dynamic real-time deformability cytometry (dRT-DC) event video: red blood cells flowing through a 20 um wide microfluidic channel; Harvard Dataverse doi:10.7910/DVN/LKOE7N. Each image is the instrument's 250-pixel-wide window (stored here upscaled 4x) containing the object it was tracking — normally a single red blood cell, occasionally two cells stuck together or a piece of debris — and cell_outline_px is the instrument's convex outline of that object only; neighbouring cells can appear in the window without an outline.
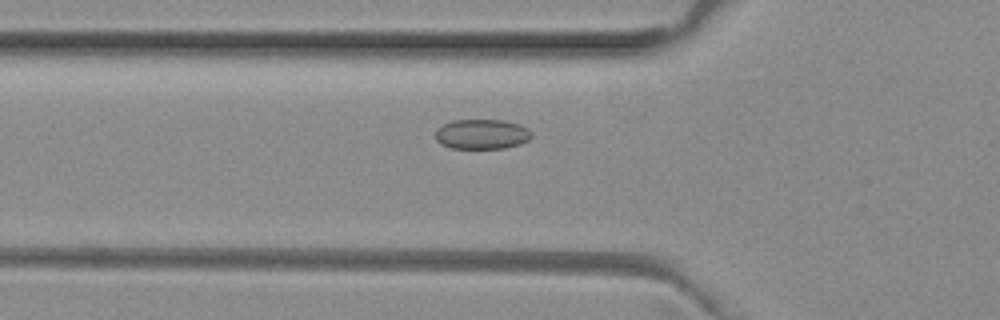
{"species": "common noctule bat (a hibernating species)", "species_latin": "Nyctalus noctula", "temperature_condition": "room temperature", "stored_images_in_passage": 52, "camera_frame_rate_fps": 3000, "um_per_image_px": 0.085, "animal": {"sex": "female", "body_mass_g": 29.2, "forearm_length_mm": 56.3}, "frame": {"image": 1, "passage_image": 18, "time_ms": 5.667, "image_size_px": [1000, 320], "cell_outline_px": [[532, 136], [528, 140], [520, 144], [504, 148], [452, 148], [440, 144], [436, 140], [436, 128], [452, 120], [504, 120], [520, 124], [528, 128], [532, 132]], "centroid_in_image_um": [40.97, 11.4], "position_along_channel_um": 84.8, "area_um2": 16.88}}
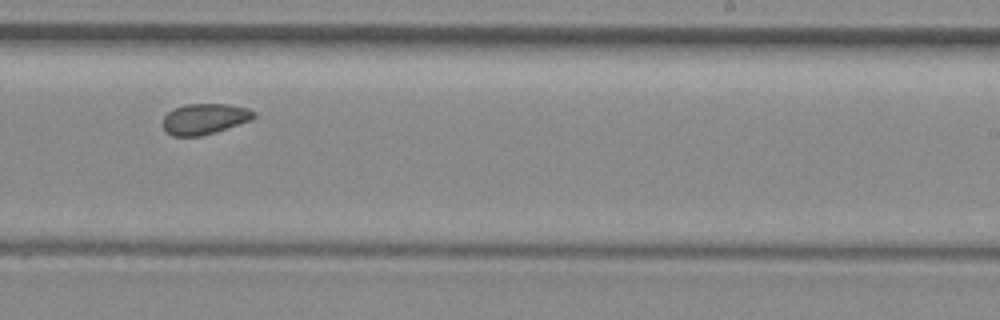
{"frame": {"image": 2, "passage_image": 32, "time_ms": 10.333, "image_size_px": [1000, 320], "cell_outline_px": [[256, 116], [252, 120], [200, 136], [172, 136], [164, 132], [160, 124], [164, 116], [168, 112], [184, 104], [228, 104], [248, 108], [256, 112]], "centroid_in_image_um": [17.35, 10.1], "position_along_channel_um": 271.7, "area_um2": 16.47}}
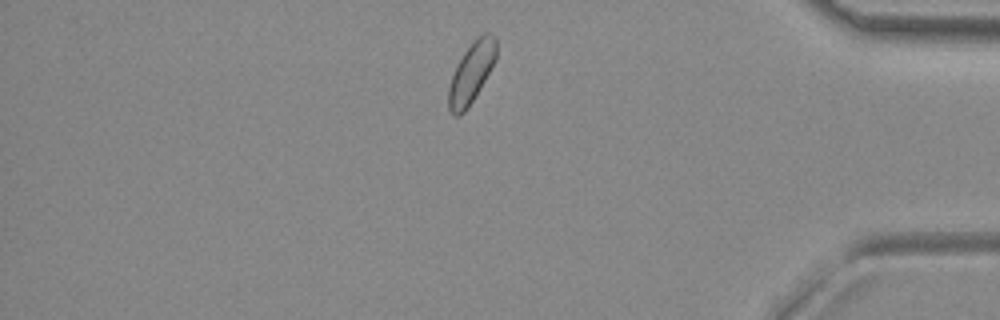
{"frame": {"image": 3, "passage_image": 44, "time_ms": 14.333, "image_size_px": [1000, 320], "cell_outline_px": [[496, 60], [480, 88], [468, 108], [460, 116], [452, 116], [448, 108], [448, 88], [452, 76], [464, 52], [476, 36], [484, 32], [488, 32], [496, 36]], "centroid_in_image_um": [40.07, 6.18], "position_along_channel_um": 395.1, "area_um2": 16.88}, "authors_computed_cell_mechanics": {"area_um2": 17.1955, "velocity_mm_per_s": 3.9961, "shape_relaxation_time_tau1_ms": null, "shape_relaxation_time_tau2_ms": 6.7969, "deformation_change_tau1": null, "deformation_change_tau2": 0.1137}}